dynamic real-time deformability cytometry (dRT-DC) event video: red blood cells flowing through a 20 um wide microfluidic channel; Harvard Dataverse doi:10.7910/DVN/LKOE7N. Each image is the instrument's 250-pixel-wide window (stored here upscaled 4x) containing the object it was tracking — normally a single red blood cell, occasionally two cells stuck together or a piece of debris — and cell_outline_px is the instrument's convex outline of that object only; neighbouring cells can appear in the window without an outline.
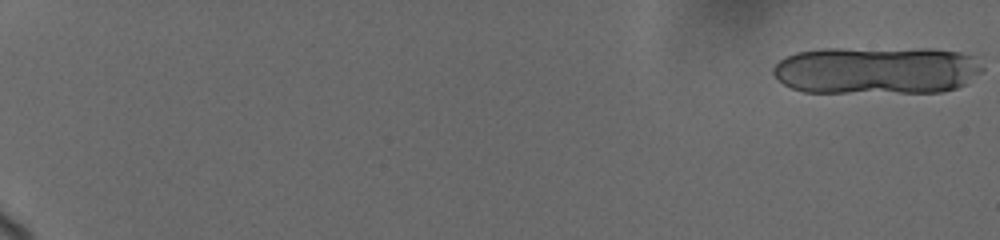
{"species": "human", "species_latin": "Homo sapiens", "temperature_condition": "cold", "stored_images_in_passage": 48, "camera_frame_rate_fps": 3000, "um_per_image_px": 0.085, "donor": {"sex": "female"}, "frame": {"image": 1, "passage_image": 1, "time_ms": 0.0, "image_size_px": [1000, 240], "cell_outline_px": [[984, 68], [980, 72], [964, 84], [956, 88], [940, 92], [804, 92], [792, 88], [784, 84], [772, 72], [772, 68], [780, 60], [796, 52], [824, 48], [932, 48], [960, 52], [972, 56]], "centroid_in_image_um": [74.5, 5.96], "position_along_channel_um": 10.5, "area_um2": 58.44}}